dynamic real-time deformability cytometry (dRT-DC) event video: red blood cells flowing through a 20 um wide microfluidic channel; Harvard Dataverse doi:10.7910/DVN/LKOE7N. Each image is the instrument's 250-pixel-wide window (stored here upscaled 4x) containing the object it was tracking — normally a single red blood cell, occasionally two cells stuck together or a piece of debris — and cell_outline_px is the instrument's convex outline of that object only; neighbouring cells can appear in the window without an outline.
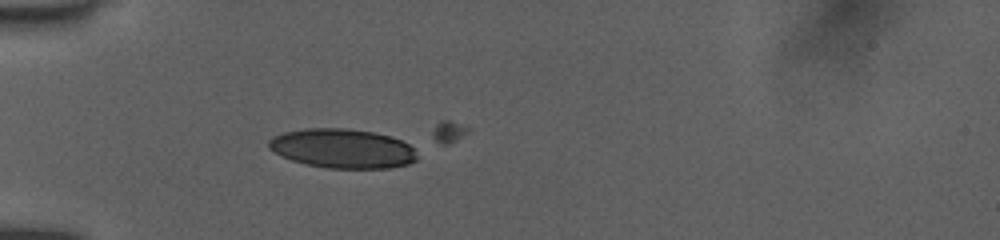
{"species": "human", "species_latin": "Homo sapiens", "temperature_condition": "room temperature", "stored_images_in_passage": 4, "camera_frame_rate_fps": 3000, "um_per_image_px": 0.085, "donor": {"sex": "female"}, "frame": {"image": 1, "passage_image": 1, "time_ms": 0.0, "image_size_px": [1000, 240], "cell_outline_px": [[416, 160], [408, 164], [388, 168], [328, 168], [308, 164], [292, 160], [268, 148], [268, 140], [272, 136], [284, 132], [304, 128], [348, 128], [372, 132], [388, 136], [400, 140], [408, 144], [412, 148], [416, 156]], "centroid_in_image_um": [29.08, 12.61], "position_along_channel_um": 55.9, "area_um2": 33.7}}